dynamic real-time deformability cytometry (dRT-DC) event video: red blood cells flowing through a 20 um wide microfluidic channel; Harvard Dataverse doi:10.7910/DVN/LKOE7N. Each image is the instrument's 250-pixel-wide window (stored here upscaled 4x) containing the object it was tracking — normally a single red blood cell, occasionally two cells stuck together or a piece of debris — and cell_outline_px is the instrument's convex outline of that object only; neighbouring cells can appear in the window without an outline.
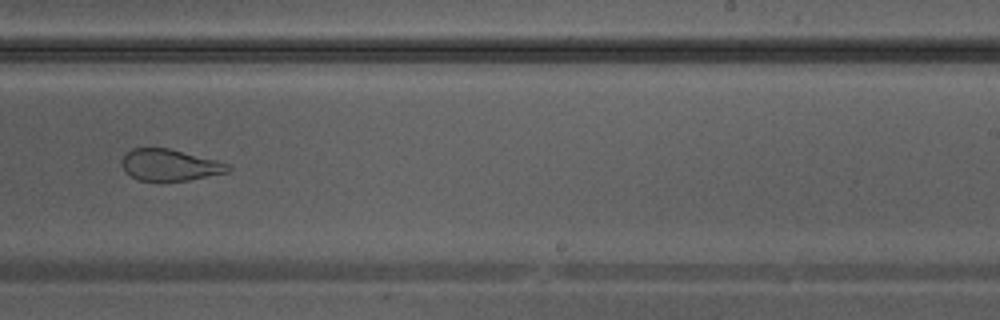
{"species": "Egyptian fruit bat (a non-hibernating species)", "species_latin": "Rousettus aegyptiacus", "temperature_condition": "warm", "stored_images_in_passage": 35, "camera_frame_rate_fps": 3000, "um_per_image_px": 0.085, "animal": {"sex": "male"}, "frame": {"image": 1, "passage_image": 20, "time_ms": 6.333, "image_size_px": [1000, 320], "cell_outline_px": [[232, 168], [228, 172], [188, 180], [140, 180], [132, 176], [124, 168], [124, 156], [132, 148], [168, 148], [216, 160], [228, 164]], "centroid_in_image_um": [14.48, 14.02], "position_along_channel_um": 274.5, "area_um2": 18.9}}